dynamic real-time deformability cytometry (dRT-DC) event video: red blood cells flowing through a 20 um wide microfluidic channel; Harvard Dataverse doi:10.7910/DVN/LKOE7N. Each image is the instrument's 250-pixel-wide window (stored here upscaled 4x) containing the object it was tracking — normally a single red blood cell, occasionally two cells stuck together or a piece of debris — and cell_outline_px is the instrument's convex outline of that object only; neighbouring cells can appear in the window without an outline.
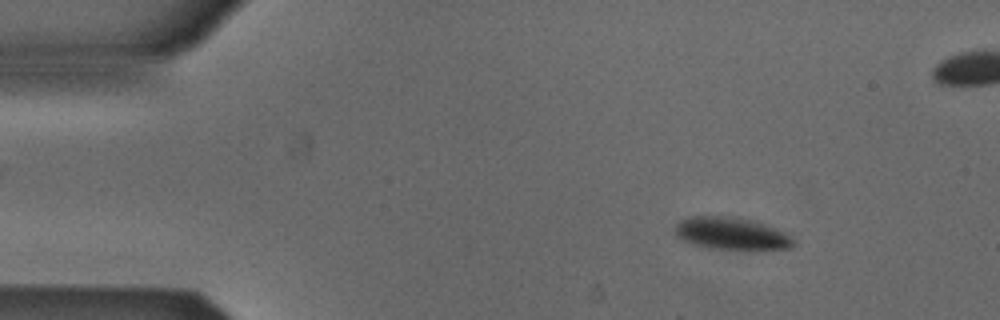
{"species": "Egyptian fruit bat (a non-hibernating species)", "species_latin": "Rousettus aegyptiacus", "temperature_condition": "cold", "stored_images_in_passage": 55, "camera_frame_rate_fps": 3000, "um_per_image_px": 0.085, "animal": {"sex": "male"}, "frame": {"image": 1, "passage_image": 8, "time_ms": 2.333, "image_size_px": [1000, 320], "cell_outline_px": [[796, 244], [792, 248], [764, 252], [756, 252], [708, 248], [692, 244], [680, 240], [676, 236], [676, 224], [680, 220], [692, 216], [732, 216], [752, 220], [764, 224], [792, 236], [796, 240]], "centroid_in_image_um": [62.25, 19.91], "position_along_channel_um": 22.7, "area_um2": 23.35}}
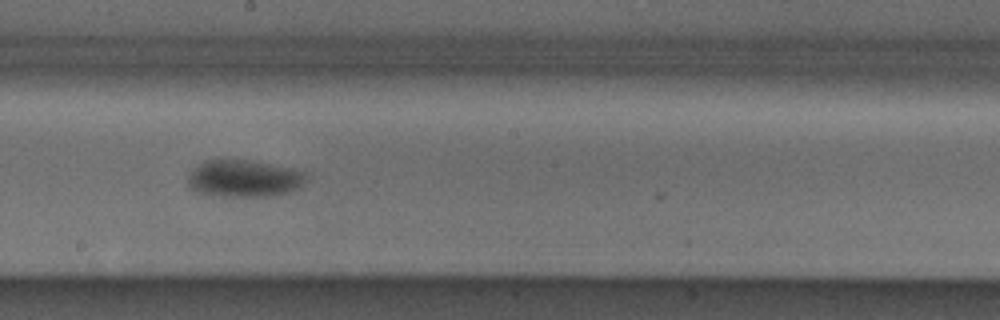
{"frame": {"image": 2, "passage_image": 30, "time_ms": 9.667, "image_size_px": [1000, 320], "cell_outline_px": [[308, 176], [300, 188], [288, 192], [272, 196], [208, 196], [196, 192], [188, 184], [188, 176], [204, 160], [248, 160], [292, 168]], "centroid_in_image_um": [20.73, 15.19], "position_along_channel_um": 227.5, "area_um2": 25.43}}
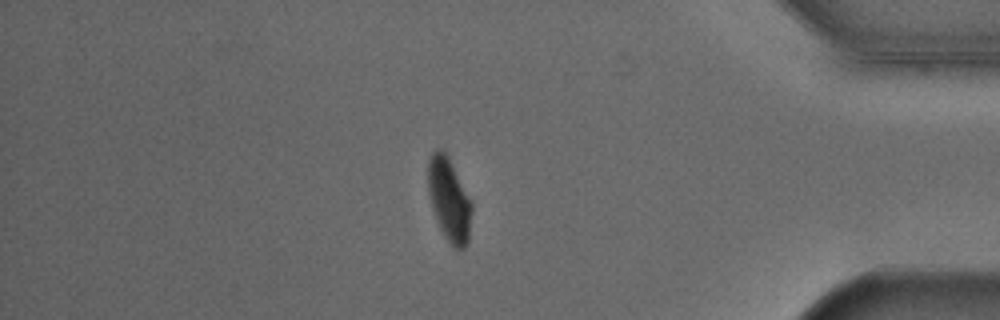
{"frame": {"image": 3, "passage_image": 46, "time_ms": 15.0, "image_size_px": [1000, 320], "cell_outline_px": [[472, 212], [468, 240], [464, 248], [460, 252], [452, 248], [444, 236], [440, 228], [432, 208], [428, 188], [428, 160], [432, 152], [436, 148], [440, 148], [448, 156], [472, 200]], "centroid_in_image_um": [38.19, 16.99], "position_along_channel_um": 397.0, "area_um2": 21.5}, "authors_computed_cell_mechanics": {"area_um2": 22.831, "velocity_mm_per_s": 3.8384, "shape_relaxation_time_tau1_ms": 3.1582, "shape_relaxation_time_tau2_ms": null, "deformation_change_tau1": 0.1088, "deformation_change_tau2": null}}